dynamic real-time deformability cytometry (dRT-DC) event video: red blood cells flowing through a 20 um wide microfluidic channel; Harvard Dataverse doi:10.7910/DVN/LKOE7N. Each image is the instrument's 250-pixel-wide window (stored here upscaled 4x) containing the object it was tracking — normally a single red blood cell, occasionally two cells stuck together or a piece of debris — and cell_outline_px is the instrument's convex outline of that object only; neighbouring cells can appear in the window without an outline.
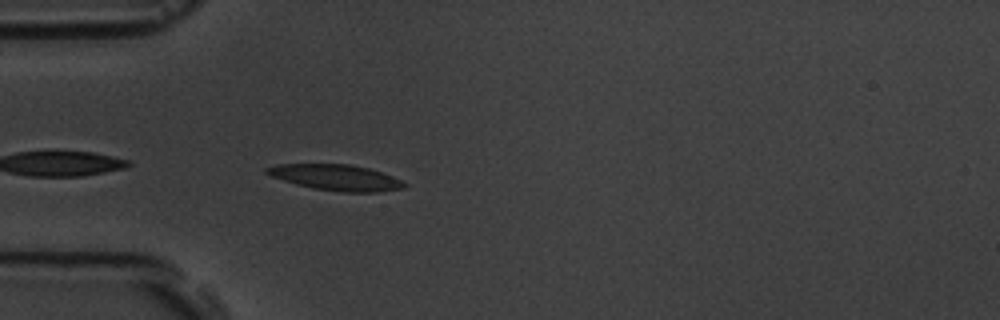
{"species": "common noctule bat (a hibernating species)", "species_latin": "Nyctalus noctula", "temperature_condition": "room temperature", "stored_images_in_passage": 39, "camera_frame_rate_fps": 3000, "um_per_image_px": 0.085, "animal": {"sex": "male", "body_mass_g": 19.5, "forearm_length_mm": 54.6}, "frame": {"image": 1, "passage_image": 2, "time_ms": 0.333, "image_size_px": [1000, 320], "cell_outline_px": [[408, 184], [404, 188], [376, 192], [344, 192], [312, 188], [296, 184], [272, 176], [264, 172], [264, 168], [276, 164], [348, 164], [368, 168], [380, 172], [400, 180]], "centroid_in_image_um": [28.53, 15.08], "position_along_channel_um": 56.5, "area_um2": 20.52}}
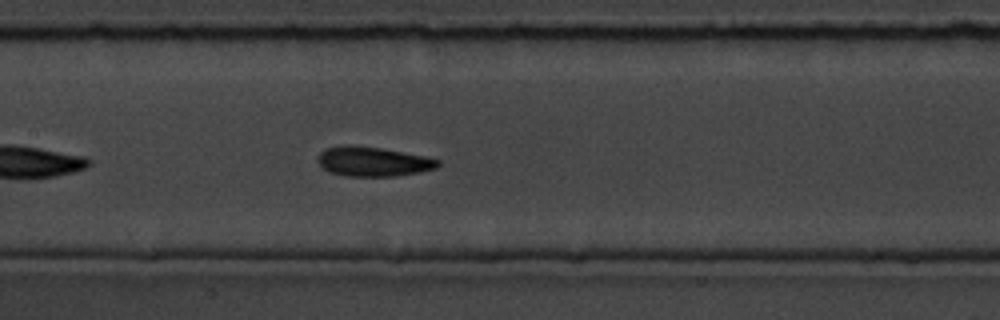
{"frame": {"image": 2, "passage_image": 12, "time_ms": 3.667, "image_size_px": [1000, 320], "cell_outline_px": [[440, 164], [436, 168], [420, 172], [396, 176], [344, 176], [328, 172], [316, 160], [320, 152], [324, 148], [380, 148], [424, 156], [440, 160]], "centroid_in_image_um": [31.75, 13.78], "position_along_channel_um": 175.7, "area_um2": 19.94}}
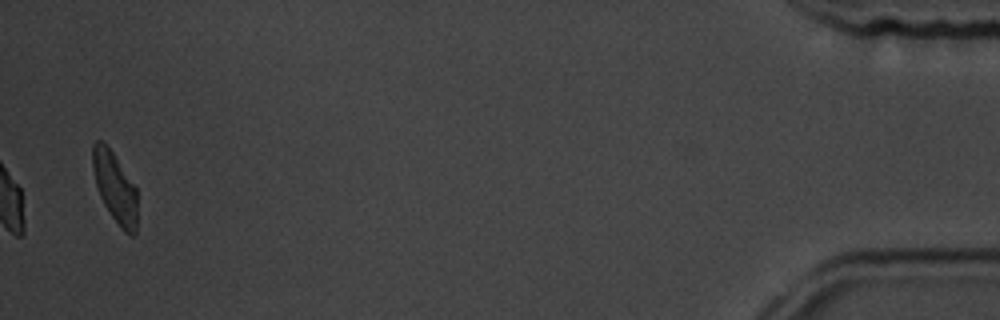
{"frame": {"image": 3, "passage_image": 39, "time_ms": 12.667, "image_size_px": [1000, 320], "cell_outline_px": [[136, 232], [132, 236], [124, 232], [120, 228], [104, 204], [100, 196], [96, 184], [92, 168], [92, 144], [96, 140], [104, 140], [136, 188]], "centroid_in_image_um": [9.74, 15.91], "position_along_channel_um": 425.5, "area_um2": 18.15}, "authors_computed_cell_mechanics": {"area_um2": 19.7098, "velocity_mm_per_s": 3.7529, "shape_relaxation_time_tau1_ms": 2.9128, "shape_relaxation_time_tau2_ms": 2.3816, "deformation_change_tau1": 0.1332, "deformation_change_tau2": 0.0927}}